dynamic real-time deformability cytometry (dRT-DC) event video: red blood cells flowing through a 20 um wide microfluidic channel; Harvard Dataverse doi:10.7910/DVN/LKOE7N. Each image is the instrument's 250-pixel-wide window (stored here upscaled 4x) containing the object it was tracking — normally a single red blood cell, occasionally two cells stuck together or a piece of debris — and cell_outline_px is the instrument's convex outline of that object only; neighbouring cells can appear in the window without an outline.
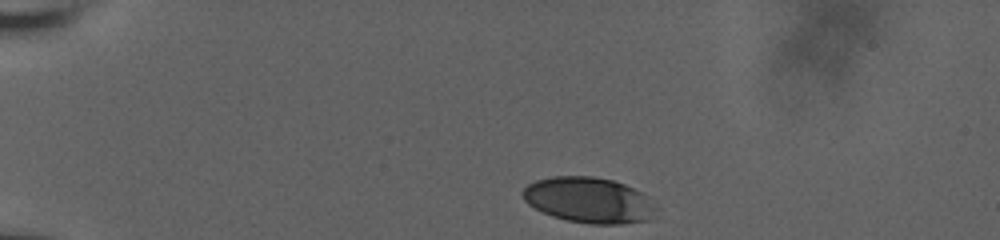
{"species": "human", "species_latin": "Homo sapiens", "temperature_condition": "room temperature", "stored_images_in_passage": 38, "camera_frame_rate_fps": 3000, "um_per_image_px": 0.085, "donor": {"sex": "male"}, "frame": {"image": 1, "passage_image": 1, "time_ms": 0.0, "image_size_px": [1000, 240], "cell_outline_px": [[660, 208], [652, 220], [620, 224], [588, 224], [568, 220], [552, 216], [528, 204], [524, 200], [520, 192], [528, 184], [536, 180], [552, 176], [592, 176], [612, 180], [624, 184], [648, 196]], "centroid_in_image_um": [50.11, 17.02], "position_along_channel_um": 34.9, "area_um2": 35.89}}
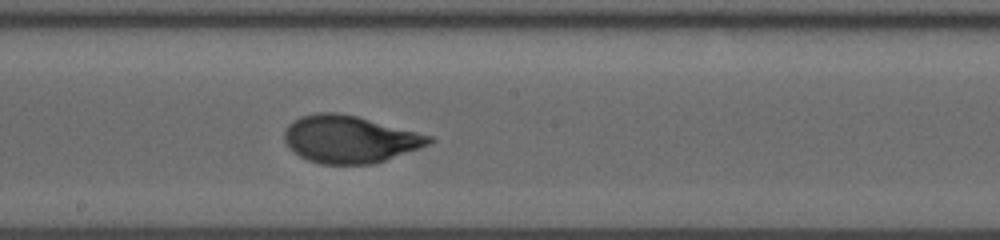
{"frame": {"image": 2, "passage_image": 22, "time_ms": 7.0, "image_size_px": [1000, 240], "cell_outline_px": [[436, 140], [420, 148], [376, 164], [320, 164], [308, 160], [292, 152], [284, 144], [284, 132], [288, 124], [292, 120], [300, 116], [316, 112], [336, 112], [356, 116], [432, 136]], "centroid_in_image_um": [29.68, 11.84], "position_along_channel_um": 218.5, "area_um2": 40.17}}
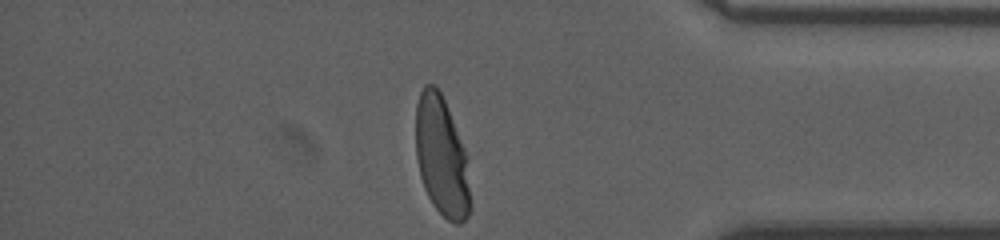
{"frame": {"image": 3, "passage_image": 38, "time_ms": 12.333, "image_size_px": [1000, 240], "cell_outline_px": [[472, 204], [468, 216], [460, 224], [456, 224], [448, 220], [432, 204], [424, 188], [420, 176], [416, 156], [416, 104], [420, 92], [424, 84], [436, 84], [444, 100], [468, 156]], "centroid_in_image_um": [37.56, 13.33], "position_along_channel_um": 397.6, "area_um2": 38.61}, "authors_computed_cell_mechanics": {"area_um2": 39.304, "velocity_mm_per_s": 3.7258, "shape_relaxation_time_tau1_ms": 3.7002, "shape_relaxation_time_tau2_ms": null, "deformation_change_tau1": 0.1968, "deformation_change_tau2": null}}